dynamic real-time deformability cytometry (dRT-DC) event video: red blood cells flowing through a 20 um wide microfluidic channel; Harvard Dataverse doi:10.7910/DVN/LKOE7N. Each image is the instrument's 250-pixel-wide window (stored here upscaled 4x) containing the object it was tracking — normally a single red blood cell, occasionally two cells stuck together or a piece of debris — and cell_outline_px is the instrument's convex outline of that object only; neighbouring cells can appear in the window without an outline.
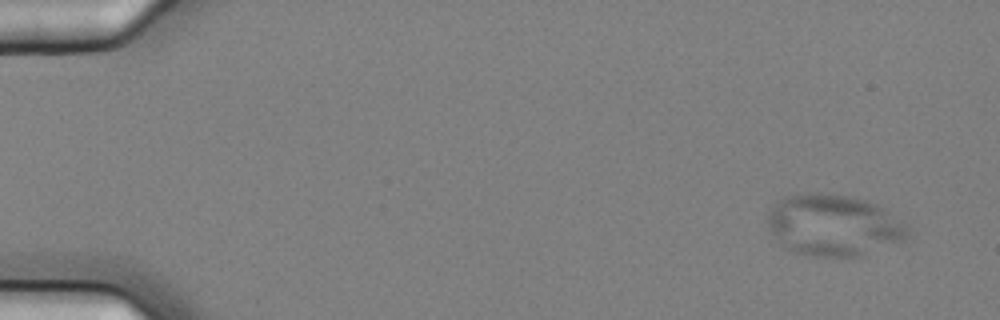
{"species": "common noctule bat (a hibernating species)", "species_latin": "Nyctalus noctula", "temperature_condition": "cold", "stored_images_in_passage": 5, "camera_frame_rate_fps": 3000, "um_per_image_px": 0.085, "animal": {"sex": "female", "body_mass_g": 25.1}, "frame": {"image": 1, "passage_image": 1, "time_ms": 0.0, "image_size_px": [1000, 320], "cell_outline_px": [[908, 236], [900, 240], [864, 256], [812, 256], [792, 252], [780, 244], [768, 228], [768, 212], [784, 196], [808, 192], [820, 192], [852, 196], [868, 200], [884, 208], [908, 224]], "centroid_in_image_um": [70.85, 19.13], "position_along_channel_um": 14.2, "area_um2": 50.46}}